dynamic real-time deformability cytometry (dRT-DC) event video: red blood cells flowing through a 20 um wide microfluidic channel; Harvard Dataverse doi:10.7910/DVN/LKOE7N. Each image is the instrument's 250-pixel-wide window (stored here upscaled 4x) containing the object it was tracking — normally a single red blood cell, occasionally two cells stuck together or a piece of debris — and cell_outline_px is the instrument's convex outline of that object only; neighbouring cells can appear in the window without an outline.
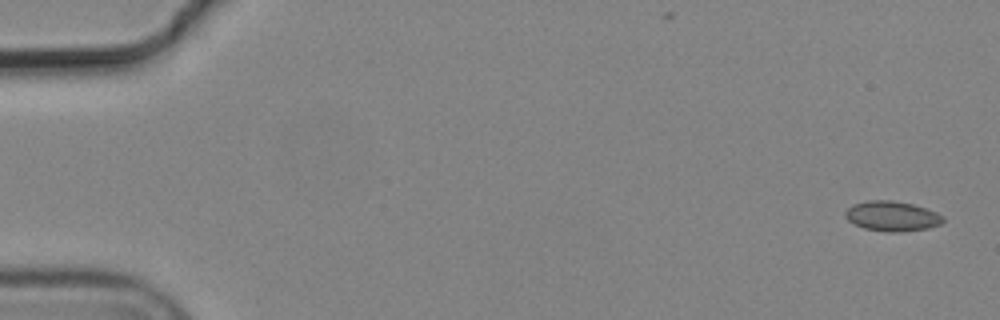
{"species": "common noctule bat (a hibernating species)", "species_latin": "Nyctalus noctula", "temperature_condition": "cold", "stored_images_in_passage": 10, "camera_frame_rate_fps": 3000, "um_per_image_px": 0.085, "animal": {"sex": "male", "body_mass_g": 19.2, "forearm_length_mm": 51.8}, "frame": {"image": 1, "passage_image": 1, "time_ms": 0.0, "image_size_px": [1000, 320], "cell_outline_px": [[944, 220], [940, 224], [928, 228], [896, 232], [884, 232], [864, 228], [848, 220], [844, 216], [844, 212], [852, 204], [868, 200], [892, 200], [912, 204], [936, 212], [944, 216]], "centroid_in_image_um": [75.8, 18.37], "position_along_channel_um": 9.2, "area_um2": 17.05}}
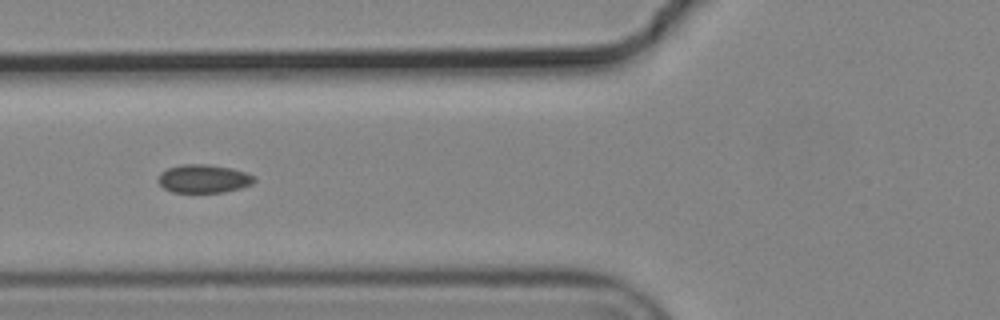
{"frame": {"image": 2, "passage_image": 6, "time_ms": 1.667, "image_size_px": [1000, 320], "cell_outline_px": [[256, 180], [252, 184], [240, 188], [224, 192], [172, 192], [164, 188], [156, 180], [160, 172], [168, 168], [180, 164], [208, 164], [232, 168], [256, 176]], "centroid_in_image_um": [17.3, 15.18], "position_along_channel_um": 108.5, "area_um2": 16.01}}
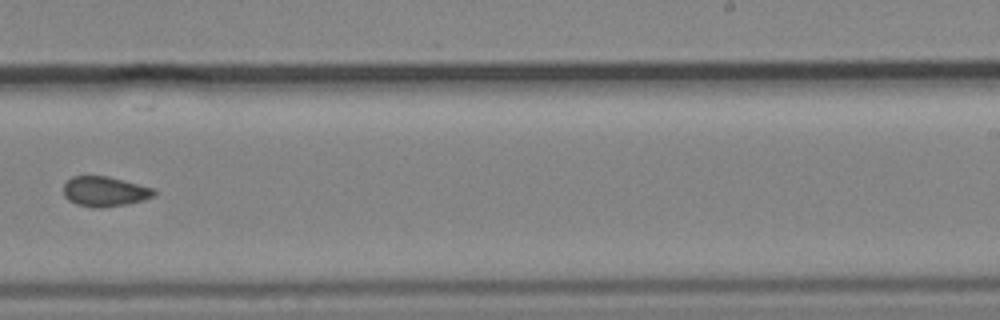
{"frame": {"image": 3, "passage_image": 10, "time_ms": 3.0, "image_size_px": [1000, 320], "cell_outline_px": [[156, 196], [144, 200], [124, 204], [100, 208], [96, 208], [76, 204], [68, 200], [64, 196], [64, 184], [72, 176], [108, 176], [156, 188]], "centroid_in_image_um": [8.94, 16.27], "position_along_channel_um": 280.1, "area_um2": 15.95}}